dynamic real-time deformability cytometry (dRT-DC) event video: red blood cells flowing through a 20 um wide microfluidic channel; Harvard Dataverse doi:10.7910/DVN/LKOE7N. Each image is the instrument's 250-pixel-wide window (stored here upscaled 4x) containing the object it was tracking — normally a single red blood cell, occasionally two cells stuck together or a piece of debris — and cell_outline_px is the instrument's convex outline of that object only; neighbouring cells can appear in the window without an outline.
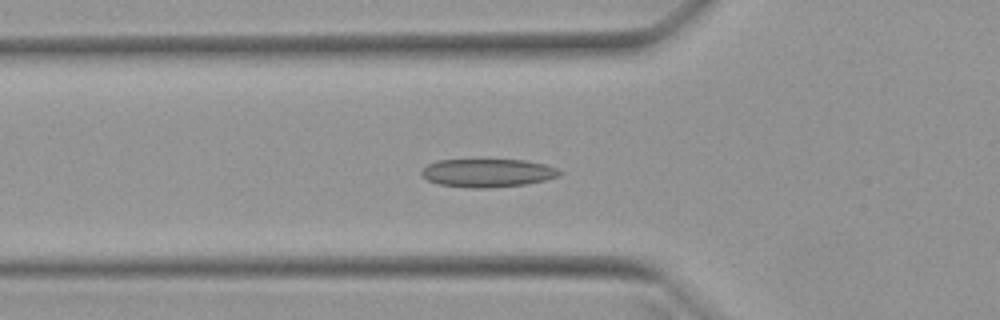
{"species": "Egyptian fruit bat (a non-hibernating species)", "species_latin": "Rousettus aegyptiacus", "temperature_condition": "warm", "stored_images_in_passage": 10, "camera_frame_rate_fps": 3000, "um_per_image_px": 0.085, "animal": {"sex": "female"}, "frame": {"image": 1, "passage_image": 6, "time_ms": 1.667, "image_size_px": [1000, 320], "cell_outline_px": [[564, 172], [560, 176], [544, 180], [524, 184], [488, 188], [468, 188], [440, 184], [428, 180], [420, 176], [420, 172], [428, 164], [436, 160], [480, 156], [484, 156], [524, 160], [544, 164], [556, 168]], "centroid_in_image_um": [41.4, 14.63], "position_along_channel_um": 84.4, "area_um2": 24.04}}
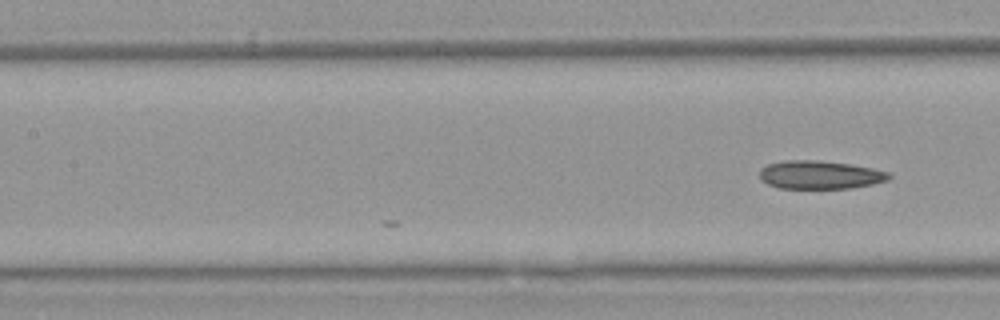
{"frame": {"image": 2, "passage_image": 10, "time_ms": 3.0, "image_size_px": [1000, 320], "cell_outline_px": [[892, 176], [888, 180], [872, 184], [852, 188], [780, 188], [768, 184], [760, 180], [760, 168], [768, 164], [784, 160], [820, 160], [848, 164], [872, 168], [888, 172]], "centroid_in_image_um": [69.68, 14.86], "position_along_channel_um": 137.7, "area_um2": 21.33}}